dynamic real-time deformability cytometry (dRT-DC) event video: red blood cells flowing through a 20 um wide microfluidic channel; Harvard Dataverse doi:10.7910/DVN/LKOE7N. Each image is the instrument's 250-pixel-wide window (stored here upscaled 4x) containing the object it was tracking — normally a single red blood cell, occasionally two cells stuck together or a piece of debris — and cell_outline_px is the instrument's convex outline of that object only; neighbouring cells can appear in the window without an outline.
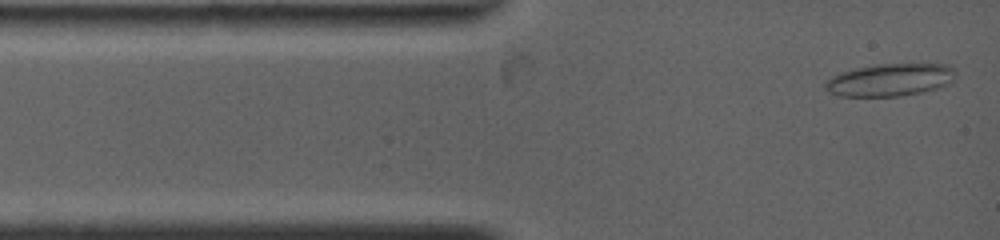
{"species": "common noctule bat (a hibernating species)", "species_latin": "Nyctalus noctula", "temperature_condition": "warm", "stored_images_in_passage": 38, "camera_frame_rate_fps": 4500, "um_per_image_px": 0.085, "animal": {"sex": "female", "body_mass_g": 19.0, "forearm_length_mm": 53.3}, "frame": {"image": 1, "passage_image": 1, "time_ms": 0.0, "image_size_px": [1000, 240], "cell_outline_px": [[952, 72], [948, 84], [936, 88], [920, 92], [900, 96], [840, 96], [828, 92], [824, 88], [824, 84], [832, 76], [840, 72], [856, 68], [876, 64], [948, 64], [952, 68]], "centroid_in_image_um": [75.56, 6.79], "position_along_channel_um": 9.4, "area_um2": 24.33}}
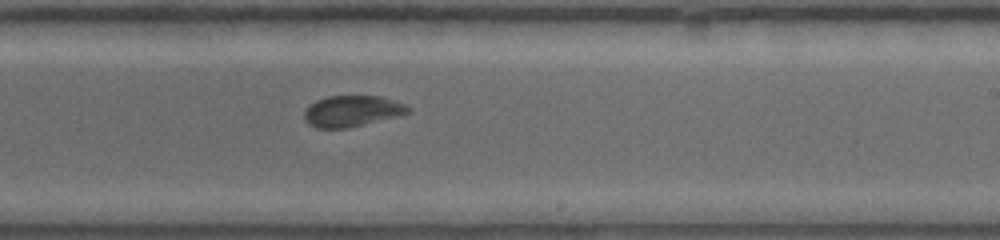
{"frame": {"image": 2, "passage_image": 19, "time_ms": 7.556, "image_size_px": [1000, 240], "cell_outline_px": [[412, 112], [348, 128], [316, 128], [308, 124], [304, 120], [304, 112], [316, 100], [328, 96], [380, 96], [404, 104], [412, 108]], "centroid_in_image_um": [29.92, 9.45], "position_along_channel_um": 259.1, "area_um2": 18.67}}
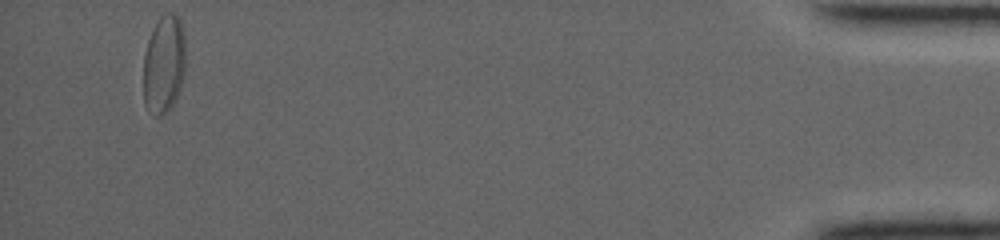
{"frame": {"image": 3, "passage_image": 38, "time_ms": 14.889, "image_size_px": [1000, 240], "cell_outline_px": [[184, 76], [176, 100], [160, 116], [156, 116], [144, 104], [144, 52], [148, 40], [156, 20], [164, 12], [172, 12], [180, 16], [184, 36]], "centroid_in_image_um": [13.94, 5.39], "position_along_channel_um": 421.3, "area_um2": 24.22}, "authors_computed_cell_mechanics": {"area_um2": 20.23, "velocity_mm_per_s": 3.8178, "shape_relaxation_time_tau1_ms": 5.446, "shape_relaxation_time_tau2_ms": 2.1064, "deformation_change_tau1": 0.113, "deformation_change_tau2": 0.051}}